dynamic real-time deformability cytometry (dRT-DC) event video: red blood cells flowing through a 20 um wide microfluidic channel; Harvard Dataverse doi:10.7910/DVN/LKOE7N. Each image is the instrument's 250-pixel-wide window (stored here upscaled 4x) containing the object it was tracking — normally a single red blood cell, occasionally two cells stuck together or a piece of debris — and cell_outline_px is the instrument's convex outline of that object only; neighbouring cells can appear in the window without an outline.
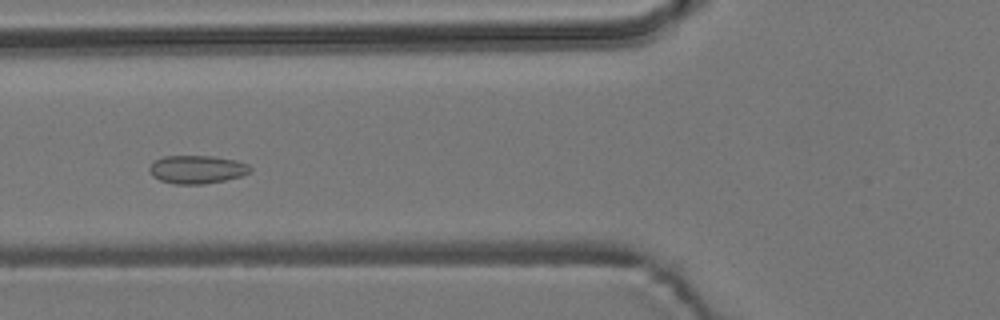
{"species": "common noctule bat (a hibernating species)", "species_latin": "Nyctalus noctula", "temperature_condition": "room temperature", "stored_images_in_passage": 8, "camera_frame_rate_fps": 3000, "um_per_image_px": 0.085, "animal": {"sex": "male", "body_mass_g": 19.2, "forearm_length_mm": 51.8}, "frame": {"image": 1, "passage_image": 5, "time_ms": 1.333, "image_size_px": [1000, 320], "cell_outline_px": [[252, 172], [240, 176], [224, 180], [204, 184], [176, 184], [160, 180], [152, 176], [148, 168], [156, 160], [164, 156], [212, 156], [236, 160], [248, 164], [252, 168]], "centroid_in_image_um": [16.76, 14.4], "position_along_channel_um": 109.0, "area_um2": 16.53}}
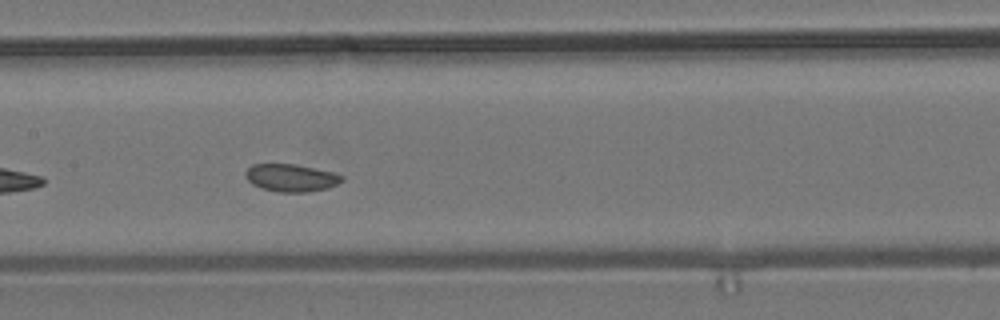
{"frame": {"image": 2, "passage_image": 7, "time_ms": 2.0, "image_size_px": [1000, 320], "cell_outline_px": [[344, 180], [328, 188], [308, 192], [280, 192], [260, 188], [252, 184], [248, 180], [244, 172], [252, 164], [296, 164], [332, 172], [344, 176]], "centroid_in_image_um": [24.74, 15.11], "position_along_channel_um": 182.7, "area_um2": 15.49}}
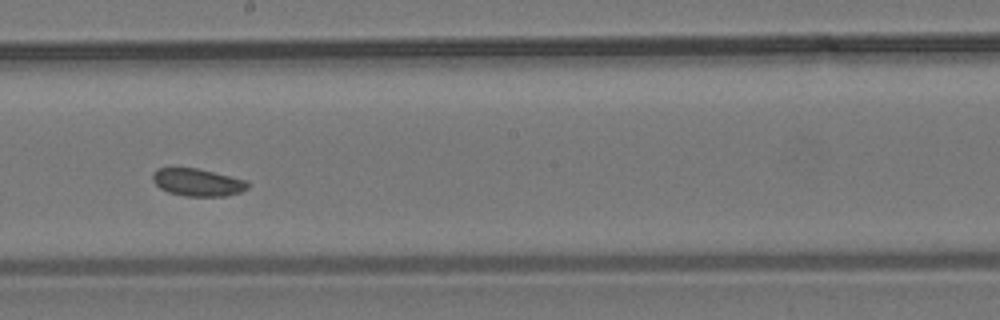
{"frame": {"image": 3, "passage_image": 8, "time_ms": 2.333, "image_size_px": [1000, 320], "cell_outline_px": [[248, 188], [240, 192], [224, 196], [184, 196], [168, 192], [160, 188], [152, 180], [152, 172], [156, 168], [196, 168], [248, 180]], "centroid_in_image_um": [16.78, 15.49], "position_along_channel_um": 231.4, "area_um2": 15.26}}